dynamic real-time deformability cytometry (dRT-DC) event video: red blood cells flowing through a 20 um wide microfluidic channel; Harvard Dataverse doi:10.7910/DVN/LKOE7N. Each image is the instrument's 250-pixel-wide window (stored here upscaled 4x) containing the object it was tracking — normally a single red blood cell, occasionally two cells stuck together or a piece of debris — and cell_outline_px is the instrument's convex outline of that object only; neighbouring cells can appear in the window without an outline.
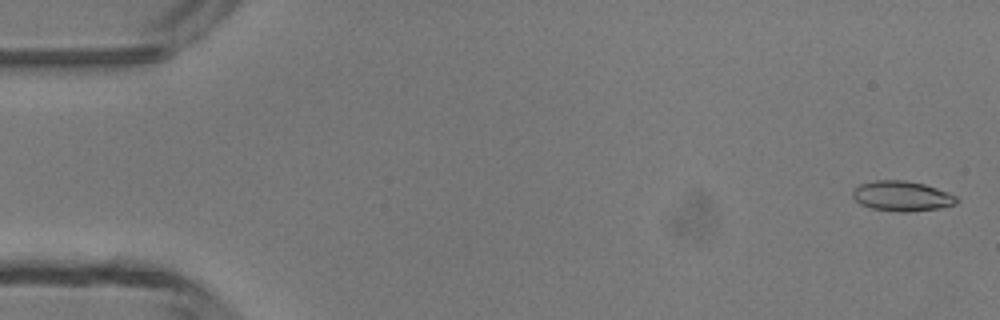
{"species": "common noctule bat (a hibernating species)", "species_latin": "Nyctalus noctula", "temperature_condition": "room temperature", "stored_images_in_passage": 4, "camera_frame_rate_fps": 3000, "um_per_image_px": 0.085, "animal": {"sex": "male", "body_mass_g": 13.3}, "frame": {"image": 1, "passage_image": 1, "time_ms": 0.0, "image_size_px": [1000, 320], "cell_outline_px": [[960, 200], [956, 204], [940, 208], [904, 212], [900, 212], [872, 208], [860, 204], [852, 196], [852, 192], [860, 184], [876, 180], [904, 180], [924, 184], [948, 192], [956, 196]], "centroid_in_image_um": [76.68, 16.66], "position_along_channel_um": 8.3, "area_um2": 18.15}}
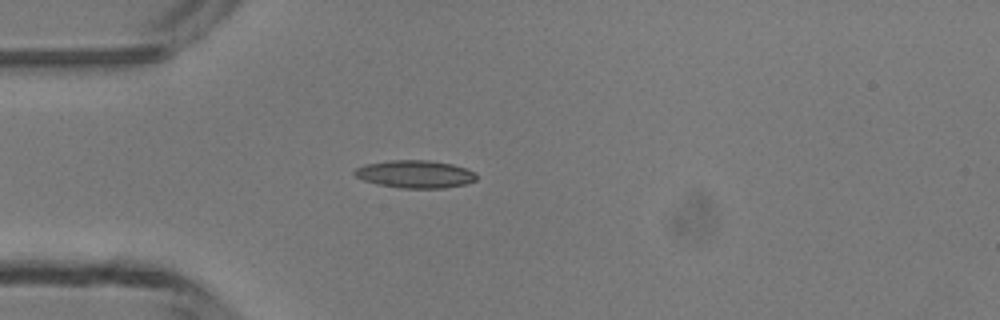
{"frame": {"image": 2, "passage_image": 4, "time_ms": 4.0, "image_size_px": [1000, 320], "cell_outline_px": [[476, 180], [464, 184], [444, 188], [400, 188], [376, 184], [364, 180], [356, 176], [352, 172], [356, 168], [364, 164], [392, 160], [428, 160], [452, 164], [464, 168], [472, 172], [476, 176]], "centroid_in_image_um": [35.24, 14.8], "position_along_channel_um": 49.8, "area_um2": 19.54}}